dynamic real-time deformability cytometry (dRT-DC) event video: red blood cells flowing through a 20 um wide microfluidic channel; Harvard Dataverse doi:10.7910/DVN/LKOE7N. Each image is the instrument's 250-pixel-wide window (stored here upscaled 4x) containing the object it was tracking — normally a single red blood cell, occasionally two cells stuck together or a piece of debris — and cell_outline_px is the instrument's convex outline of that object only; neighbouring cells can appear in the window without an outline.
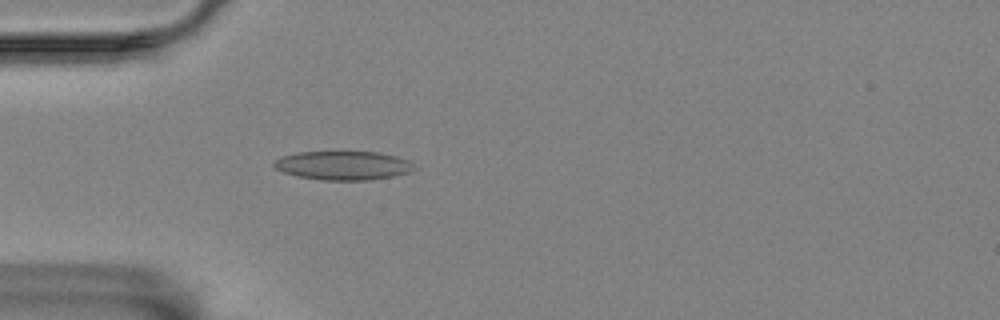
{"species": "Egyptian fruit bat (a non-hibernating species)", "species_latin": "Rousettus aegyptiacus", "temperature_condition": "room temperature", "stored_images_in_passage": 25, "camera_frame_rate_fps": 3000, "um_per_image_px": 0.085, "animal": {"sex": "female"}, "frame": {"image": 1, "passage_image": 7, "time_ms": 2.0, "image_size_px": [1000, 320], "cell_outline_px": [[416, 168], [408, 172], [392, 176], [372, 180], [324, 180], [296, 176], [284, 172], [276, 168], [272, 164], [280, 156], [296, 152], [376, 152], [396, 156], [408, 160], [416, 164]], "centroid_in_image_um": [29.17, 14.06], "position_along_channel_um": 55.8, "area_um2": 23.58}}
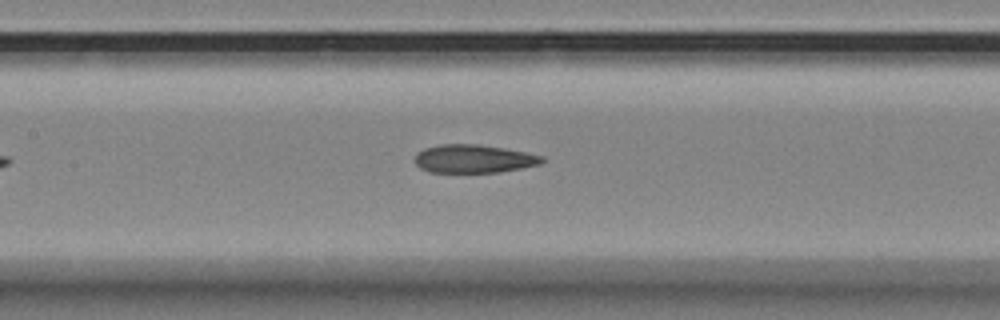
{"frame": {"image": 2, "passage_image": 17, "time_ms": 5.333, "image_size_px": [1000, 320], "cell_outline_px": [[548, 160], [540, 164], [500, 172], [428, 172], [420, 168], [416, 164], [416, 156], [424, 148], [440, 144], [480, 144], [504, 148], [544, 156]], "centroid_in_image_um": [40.3, 13.49], "position_along_channel_um": 167.1, "area_um2": 20.92}}
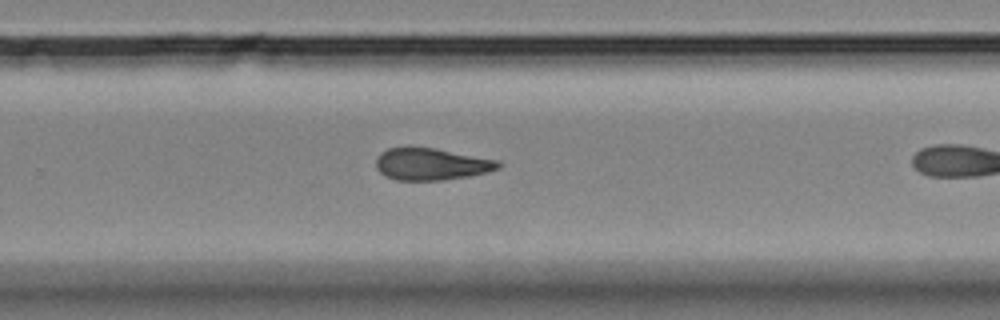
{"frame": {"image": 3, "passage_image": 24, "time_ms": 7.667, "image_size_px": [1000, 320], "cell_outline_px": [[500, 168], [488, 172], [468, 176], [444, 180], [396, 180], [384, 176], [376, 168], [376, 156], [380, 152], [388, 148], [432, 148], [500, 160]], "centroid_in_image_um": [36.65, 13.96], "position_along_channel_um": 293.2, "area_um2": 22.72}}